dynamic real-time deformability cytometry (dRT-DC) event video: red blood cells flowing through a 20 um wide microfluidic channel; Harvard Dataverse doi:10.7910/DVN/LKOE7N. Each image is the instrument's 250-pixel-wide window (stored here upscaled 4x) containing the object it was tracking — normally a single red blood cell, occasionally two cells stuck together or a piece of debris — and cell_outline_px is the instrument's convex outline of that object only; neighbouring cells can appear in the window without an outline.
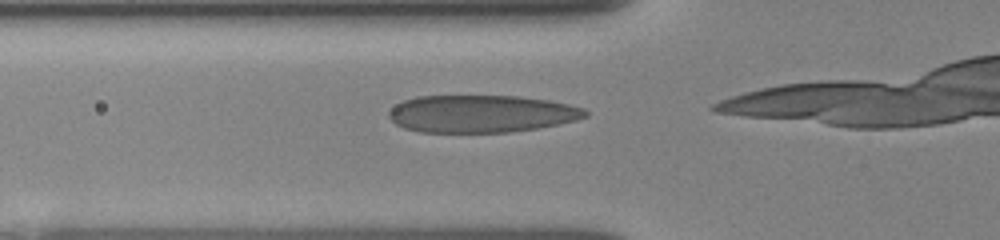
{"species": "human", "species_latin": "Homo sapiens", "temperature_condition": "room temperature", "stored_images_in_passage": 17, "camera_frame_rate_fps": 3000, "um_per_image_px": 0.085, "donor": {"sex": "female"}, "frame": {"image": 1, "passage_image": 12, "time_ms": 3.667, "image_size_px": [1000, 240], "cell_outline_px": [[588, 116], [576, 120], [536, 128], [508, 132], [420, 132], [404, 128], [396, 124], [388, 116], [388, 112], [396, 104], [404, 100], [416, 96], [520, 96], [548, 100], [568, 104], [584, 108], [588, 112]], "centroid_in_image_um": [40.9, 9.66], "position_along_channel_um": 84.9, "area_um2": 42.77}}
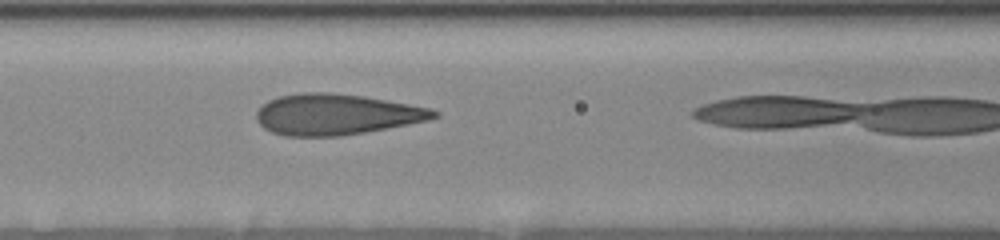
{"frame": {"image": 2, "passage_image": 16, "time_ms": 5.0, "image_size_px": [1000, 240], "cell_outline_px": [[440, 116], [428, 120], [388, 128], [340, 136], [284, 136], [272, 132], [264, 128], [256, 120], [256, 112], [268, 100], [280, 96], [300, 92], [328, 92], [364, 96], [432, 108], [440, 112]], "centroid_in_image_um": [28.59, 9.72], "position_along_channel_um": 138.0, "area_um2": 42.37}}